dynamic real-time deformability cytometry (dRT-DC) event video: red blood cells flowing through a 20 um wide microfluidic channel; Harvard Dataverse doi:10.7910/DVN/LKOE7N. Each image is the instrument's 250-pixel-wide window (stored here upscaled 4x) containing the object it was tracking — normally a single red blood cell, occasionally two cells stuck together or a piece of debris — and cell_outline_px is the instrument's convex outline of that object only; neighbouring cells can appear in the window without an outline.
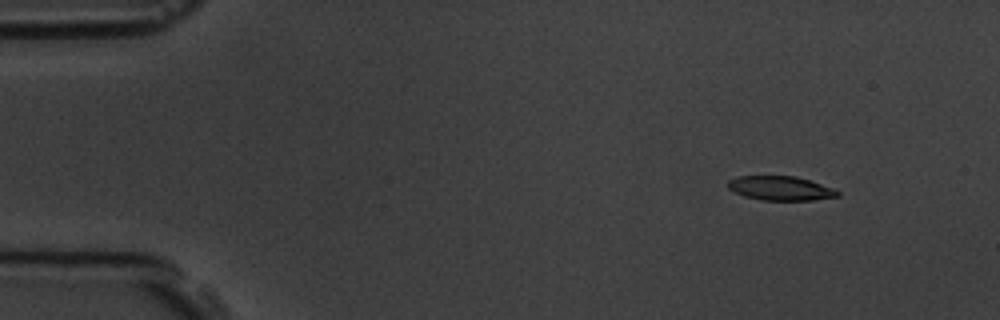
{"species": "common noctule bat (a hibernating species)", "species_latin": "Nyctalus noctula", "temperature_condition": "room temperature", "stored_images_in_passage": 4, "camera_frame_rate_fps": 3000, "um_per_image_px": 0.085, "animal": {"sex": "male", "body_mass_g": 19.5, "forearm_length_mm": 54.6}, "frame": {"image": 1, "passage_image": 1, "time_ms": 0.0, "image_size_px": [1000, 320], "cell_outline_px": [[840, 196], [812, 200], [760, 200], [744, 196], [728, 188], [728, 180], [736, 176], [796, 176], [832, 188], [840, 192]], "centroid_in_image_um": [66.32, 16.0], "position_along_channel_um": 18.7, "area_um2": 15.37}}
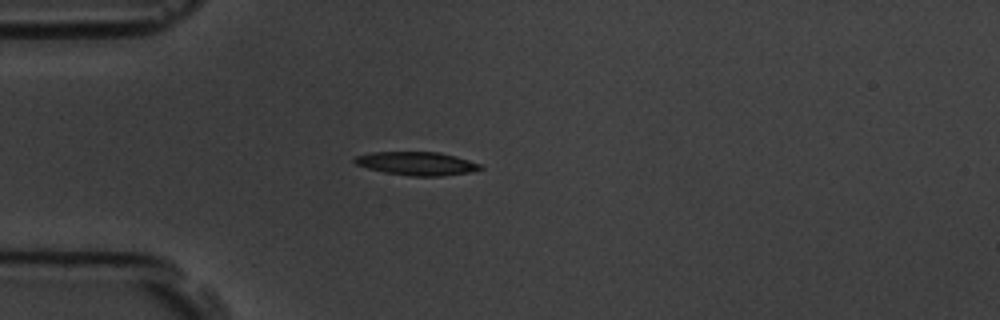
{"frame": {"image": 2, "passage_image": 3, "time_ms": 3.0, "image_size_px": [1000, 320], "cell_outline_px": [[484, 168], [468, 172], [440, 176], [412, 176], [384, 172], [368, 168], [356, 164], [352, 160], [356, 156], [372, 152], [440, 152], [456, 156], [480, 164]], "centroid_in_image_um": [35.41, 13.89], "position_along_channel_um": 49.6, "area_um2": 16.99}}